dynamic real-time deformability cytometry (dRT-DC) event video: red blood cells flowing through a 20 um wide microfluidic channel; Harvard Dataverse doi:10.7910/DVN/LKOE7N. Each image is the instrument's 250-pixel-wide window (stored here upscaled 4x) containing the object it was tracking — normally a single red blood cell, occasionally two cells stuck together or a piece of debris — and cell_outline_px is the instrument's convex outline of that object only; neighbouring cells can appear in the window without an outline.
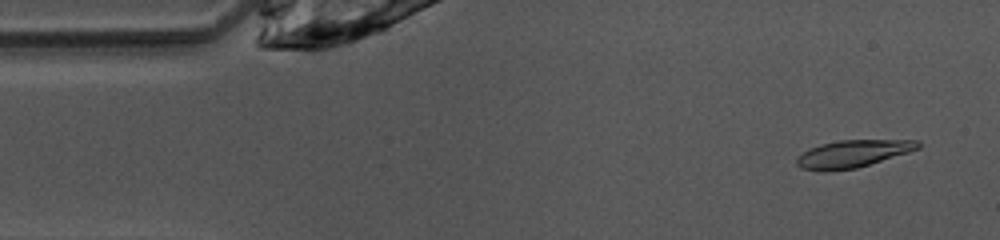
{"species": "common noctule bat (a hibernating species)", "species_latin": "Nyctalus noctula", "temperature_condition": "warm", "stored_images_in_passage": 45, "camera_frame_rate_fps": 3000, "um_per_image_px": 0.085, "animal": {"sex": "female", "body_mass_g": 10.0, "forearm_length_mm": 53.1}, "frame": {"image": 1, "passage_image": 1, "time_ms": 0.0, "image_size_px": [1000, 240], "cell_outline_px": [[920, 148], [908, 152], [856, 168], [828, 172], [820, 172], [800, 168], [796, 164], [796, 156], [808, 148], [820, 144], [840, 140], [916, 140], [920, 144]], "centroid_in_image_um": [72.39, 13.08], "position_along_channel_um": 12.6, "area_um2": 19.48}}
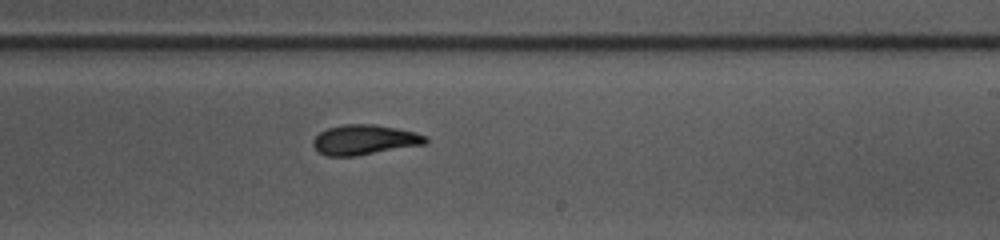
{"frame": {"image": 2, "passage_image": 25, "time_ms": 8.0, "image_size_px": [1000, 240], "cell_outline_px": [[428, 144], [356, 156], [328, 156], [320, 152], [312, 144], [312, 140], [320, 132], [328, 128], [344, 124], [376, 124], [416, 132], [428, 136]], "centroid_in_image_um": [31.04, 11.88], "position_along_channel_um": 258.0, "area_um2": 19.83}}
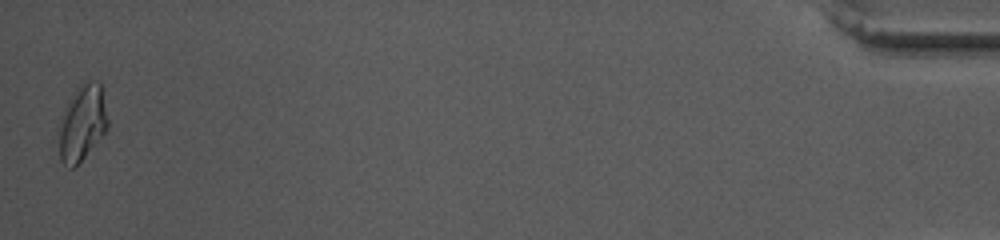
{"frame": {"image": 3, "passage_image": 45, "time_ms": 14.667, "image_size_px": [1000, 240], "cell_outline_px": [[108, 128], [84, 156], [72, 168], [68, 168], [60, 160], [56, 128], [60, 116], [68, 100], [76, 88], [84, 80], [100, 80], [108, 120]], "centroid_in_image_um": [6.94, 10.4], "position_along_channel_um": 428.3, "area_um2": 22.08}, "authors_computed_cell_mechanics": {"area_um2": 19.8254, "velocity_mm_per_s": 4.0812, "shape_relaxation_time_tau1_ms": 4.3136, "shape_relaxation_time_tau2_ms": 2.1025, "deformation_change_tau1": 0.1494, "deformation_change_tau2": 0.0759}}